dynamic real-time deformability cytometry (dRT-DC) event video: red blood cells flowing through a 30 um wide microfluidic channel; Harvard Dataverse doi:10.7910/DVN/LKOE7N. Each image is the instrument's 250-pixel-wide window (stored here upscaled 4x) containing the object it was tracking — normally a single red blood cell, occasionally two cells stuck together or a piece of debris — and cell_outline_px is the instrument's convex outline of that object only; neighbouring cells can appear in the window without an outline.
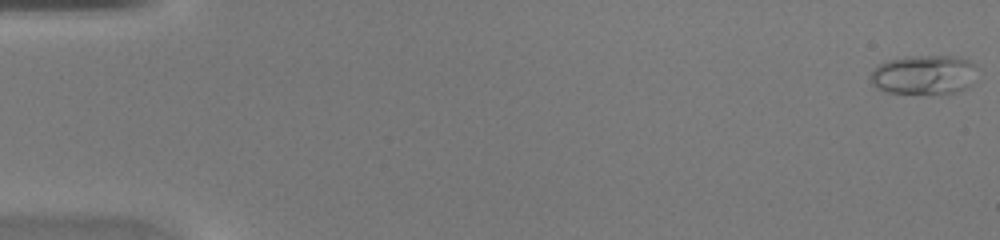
{"species": "common noctule bat (a hibernating species)", "species_latin": "Nyctalus noctula", "temperature_condition": "warm", "stored_images_in_passage": 45, "camera_frame_rate_fps": 3000, "um_per_image_px": 0.085, "animal": {"sex": "female", "body_mass_g": 20.0, "forearm_length_mm": 54.0}, "frame": {"image": 1, "passage_image": 1, "time_ms": 0.0, "image_size_px": [1000, 240], "cell_outline_px": [[972, 84], [968, 88], [956, 92], [932, 96], [924, 96], [888, 92], [876, 88], [872, 84], [868, 76], [880, 64], [888, 60], [908, 56], [952, 56], [968, 60], [972, 64]], "centroid_in_image_um": [78.47, 6.41], "position_along_channel_um": 6.5, "area_um2": 24.85}}
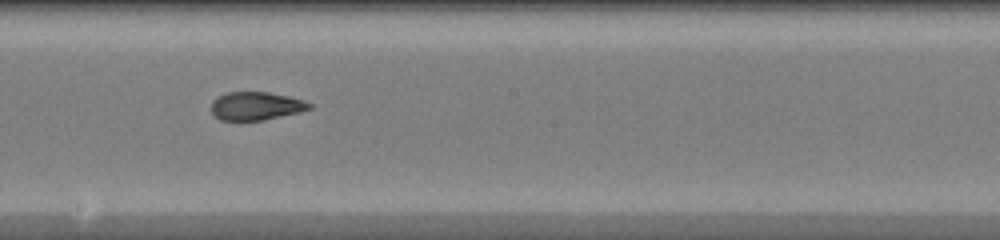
{"frame": {"image": 2, "passage_image": 26, "time_ms": 8.333, "image_size_px": [1000, 240], "cell_outline_px": [[312, 108], [300, 112], [264, 120], [220, 120], [212, 112], [212, 100], [228, 92], [268, 92], [288, 96], [304, 100], [312, 104]], "centroid_in_image_um": [21.79, 9.01], "position_along_channel_um": 226.4, "area_um2": 16.07}}
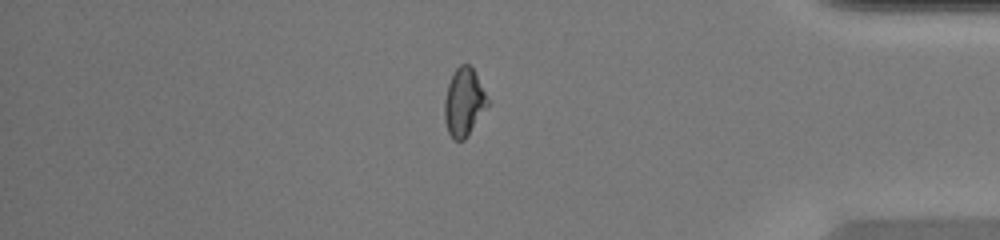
{"frame": {"image": 3, "passage_image": 39, "time_ms": 12.667, "image_size_px": [1000, 240], "cell_outline_px": [[492, 104], [468, 136], [464, 140], [452, 140], [448, 132], [444, 120], [444, 100], [448, 84], [456, 68], [460, 64], [468, 64], [472, 68], [492, 100]], "centroid_in_image_um": [39.5, 8.72], "position_along_channel_um": 395.7, "area_um2": 17.8}}